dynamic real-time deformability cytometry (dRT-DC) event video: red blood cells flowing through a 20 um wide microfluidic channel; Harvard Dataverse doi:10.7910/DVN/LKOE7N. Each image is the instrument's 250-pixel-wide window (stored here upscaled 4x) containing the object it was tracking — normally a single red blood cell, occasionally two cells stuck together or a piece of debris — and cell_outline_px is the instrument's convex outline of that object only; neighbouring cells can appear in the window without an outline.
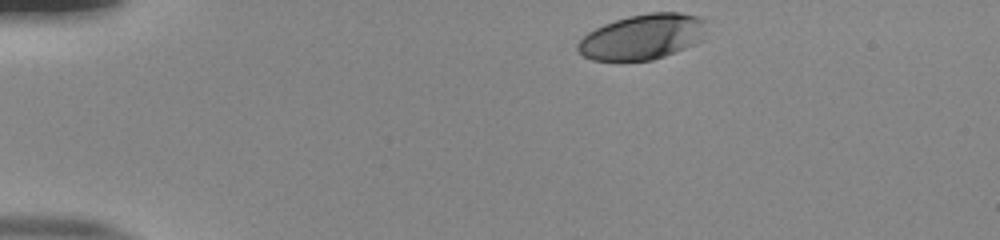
{"species": "human", "species_latin": "Homo sapiens", "temperature_condition": "room temperature", "stored_images_in_passage": 36, "camera_frame_rate_fps": 3000, "um_per_image_px": 0.085, "donor": {"sex": "male"}, "frame": {"image": 1, "passage_image": 1, "time_ms": 0.0, "image_size_px": [1000, 240], "cell_outline_px": [[704, 40], [696, 44], [664, 56], [652, 60], [592, 60], [584, 56], [576, 48], [576, 44], [588, 32], [604, 24], [628, 16], [648, 12], [680, 12], [700, 16], [704, 20]], "centroid_in_image_um": [54.63, 3.12], "position_along_channel_um": 30.4, "area_um2": 34.04}}
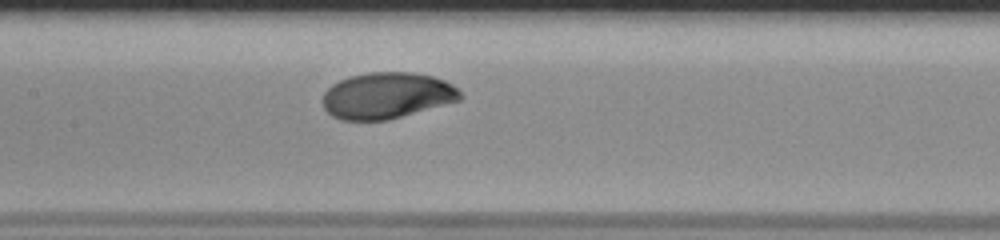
{"frame": {"image": 2, "passage_image": 18, "time_ms": 5.667, "image_size_px": [1000, 240], "cell_outline_px": [[464, 96], [460, 100], [388, 120], [340, 120], [332, 116], [324, 108], [324, 92], [332, 84], [348, 76], [368, 72], [412, 72], [432, 76], [444, 80], [452, 84]], "centroid_in_image_um": [32.88, 8.12], "position_along_channel_um": 174.5, "area_um2": 37.05}}
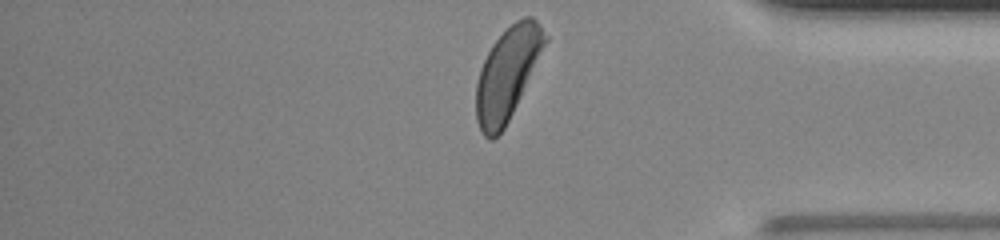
{"frame": {"image": 3, "passage_image": 36, "time_ms": 11.667, "image_size_px": [1000, 240], "cell_outline_px": [[548, 40], [504, 128], [492, 140], [488, 140], [484, 136], [476, 120], [476, 84], [480, 68], [492, 44], [516, 20], [524, 16], [532, 16], [540, 24], [548, 36]], "centroid_in_image_um": [43.12, 6.24], "position_along_channel_um": 392.1, "area_um2": 36.3}, "authors_computed_cell_mechanics": {"area_um2": 36.6163, "velocity_mm_per_s": 3.8802, "shape_relaxation_time_tau1_ms": 1.9407, "shape_relaxation_time_tau2_ms": null, "deformation_change_tau1": 0.1483, "deformation_change_tau2": null}}